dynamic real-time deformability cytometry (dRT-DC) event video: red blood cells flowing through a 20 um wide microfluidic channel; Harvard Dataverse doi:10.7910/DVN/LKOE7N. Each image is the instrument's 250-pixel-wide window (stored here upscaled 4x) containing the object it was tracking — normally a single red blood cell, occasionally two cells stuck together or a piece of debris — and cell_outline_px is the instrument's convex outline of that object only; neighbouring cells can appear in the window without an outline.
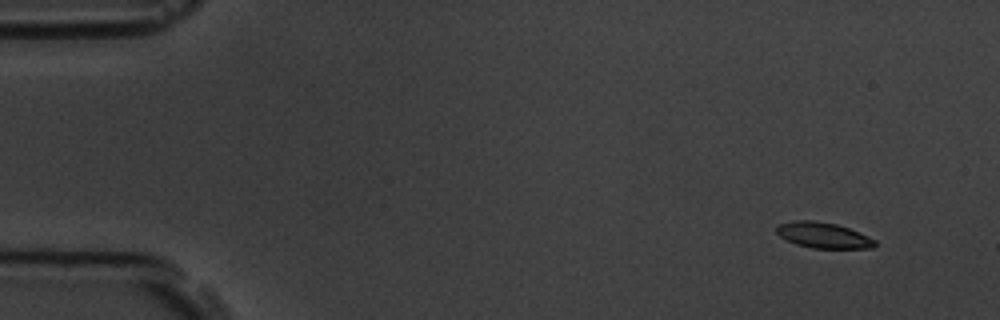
{"species": "common noctule bat (a hibernating species)", "species_latin": "Nyctalus noctula", "temperature_condition": "room temperature", "stored_images_in_passage": 10, "camera_frame_rate_fps": 3000, "um_per_image_px": 0.085, "animal": {"sex": "male", "body_mass_g": 19.5, "forearm_length_mm": 54.6}, "frame": {"image": 1, "passage_image": 1, "time_ms": 0.0, "image_size_px": [1000, 320], "cell_outline_px": [[876, 244], [872, 248], [812, 248], [796, 244], [780, 236], [776, 232], [776, 228], [780, 224], [796, 220], [812, 220], [836, 224], [848, 228], [876, 240]], "centroid_in_image_um": [69.97, 20.0], "position_along_channel_um": 15.0, "area_um2": 14.51}}
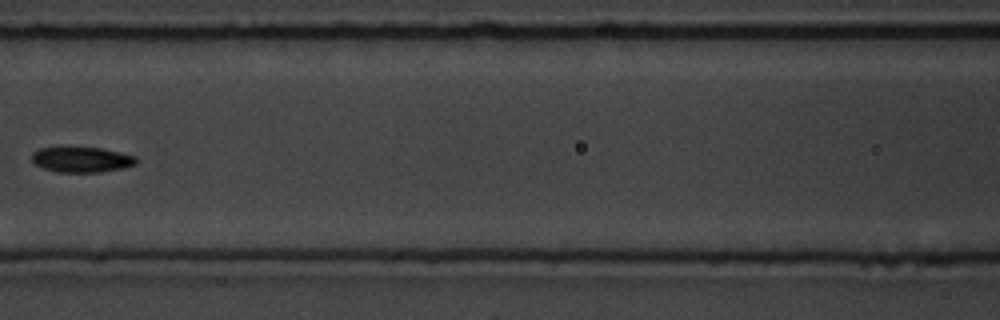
{"frame": {"image": 2, "passage_image": 7, "time_ms": 7.0, "image_size_px": [1000, 320], "cell_outline_px": [[136, 164], [120, 168], [100, 172], [56, 172], [44, 168], [36, 164], [32, 160], [32, 152], [40, 148], [100, 148], [120, 152], [136, 156]], "centroid_in_image_um": [6.93, 13.57], "position_along_channel_um": 159.7, "area_um2": 15.14}}
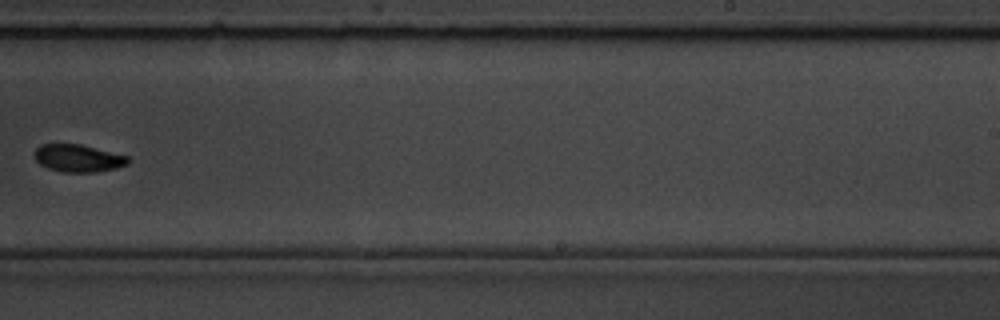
{"frame": {"image": 3, "passage_image": 10, "time_ms": 10.333, "image_size_px": [1000, 320], "cell_outline_px": [[132, 160], [128, 164], [116, 168], [96, 172], [64, 172], [48, 168], [40, 164], [32, 156], [32, 152], [40, 144], [80, 144], [128, 156]], "centroid_in_image_um": [6.62, 13.44], "position_along_channel_um": 282.4, "area_um2": 15.14}}